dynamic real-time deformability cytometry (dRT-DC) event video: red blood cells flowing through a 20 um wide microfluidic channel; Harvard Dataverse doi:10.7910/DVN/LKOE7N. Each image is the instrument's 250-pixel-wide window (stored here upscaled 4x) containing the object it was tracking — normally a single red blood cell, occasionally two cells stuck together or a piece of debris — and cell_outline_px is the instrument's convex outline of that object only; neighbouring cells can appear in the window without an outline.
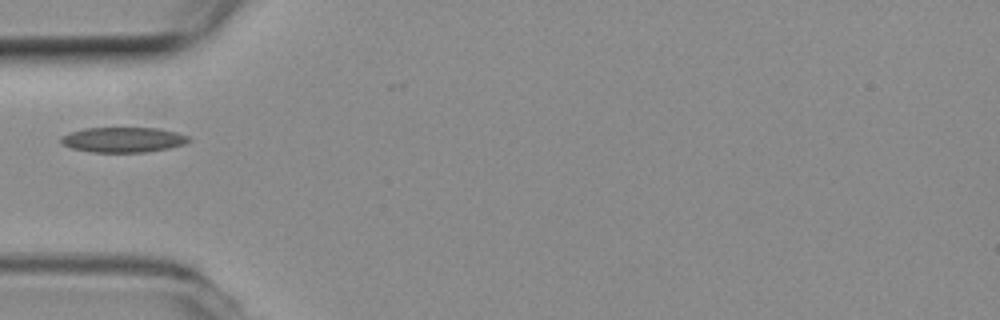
{"species": "common noctule bat (a hibernating species)", "species_latin": "Nyctalus noctula", "temperature_condition": "room temperature", "stored_images_in_passage": 30, "camera_frame_rate_fps": 3000, "um_per_image_px": 0.085, "animal": {"sex": "female", "body_mass_g": 19.3, "forearm_length_mm": 54.1}, "frame": {"image": 1, "passage_image": 1, "time_ms": 0.0, "image_size_px": [1000, 320], "cell_outline_px": [[192, 140], [184, 144], [168, 148], [148, 152], [92, 152], [72, 148], [60, 144], [60, 136], [84, 128], [160, 128], [176, 132], [188, 136]], "centroid_in_image_um": [10.46, 11.88], "position_along_channel_um": 74.5, "area_um2": 18.79}}
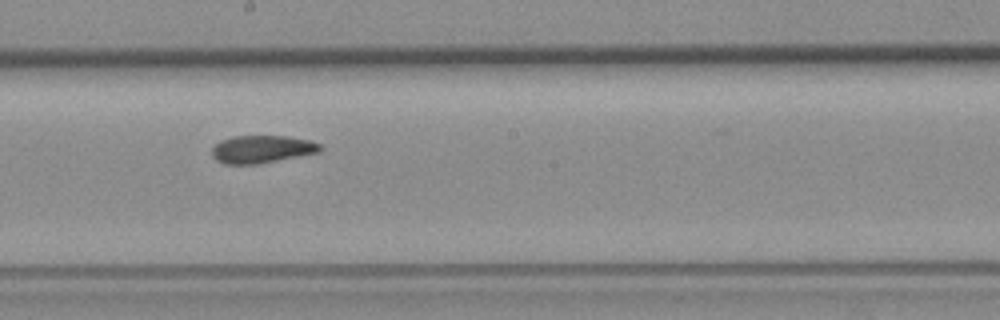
{"frame": {"image": 2, "passage_image": 13, "time_ms": 4.0, "image_size_px": [1000, 320], "cell_outline_px": [[320, 152], [256, 164], [224, 164], [216, 160], [212, 156], [212, 148], [220, 140], [232, 136], [288, 136], [312, 140], [320, 144]], "centroid_in_image_um": [22.24, 12.67], "position_along_channel_um": 226.0, "area_um2": 17.46}}
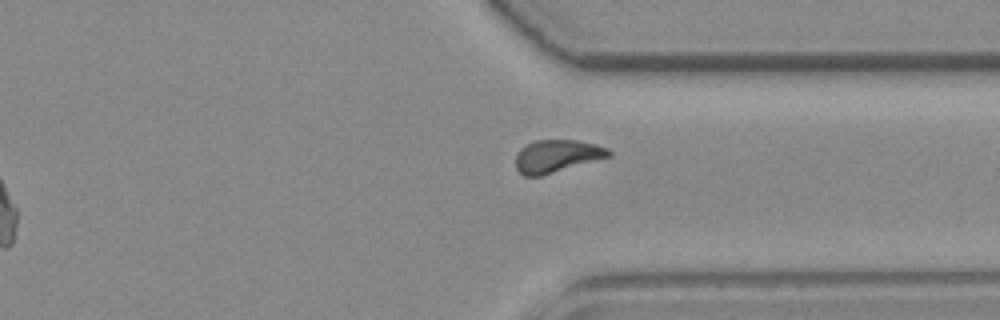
{"frame": {"image": 3, "passage_image": 24, "time_ms": 7.667, "image_size_px": [1000, 320], "cell_outline_px": [[612, 156], [540, 176], [524, 176], [516, 168], [516, 152], [524, 144], [532, 140], [576, 140], [596, 144], [608, 148], [612, 152]], "centroid_in_image_um": [47.32, 13.25], "position_along_channel_um": 364.1, "area_um2": 17.86}}